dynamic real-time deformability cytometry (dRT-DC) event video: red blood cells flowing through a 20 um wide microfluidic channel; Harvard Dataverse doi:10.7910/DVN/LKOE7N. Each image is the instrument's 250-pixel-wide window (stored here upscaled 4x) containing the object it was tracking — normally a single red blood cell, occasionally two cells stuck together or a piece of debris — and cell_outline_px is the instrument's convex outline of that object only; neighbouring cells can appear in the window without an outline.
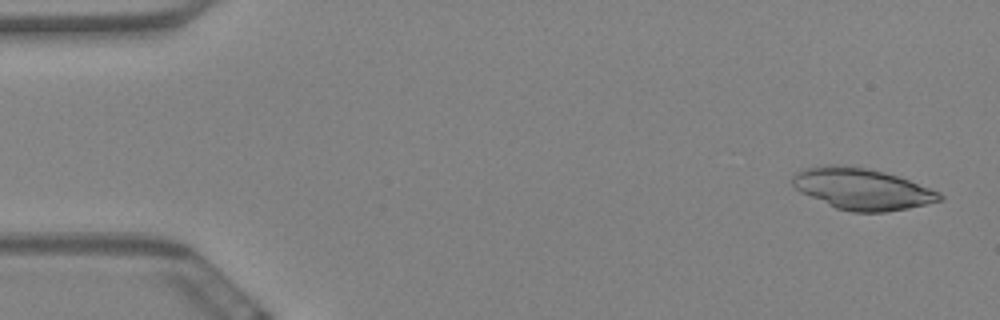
{"species": "Egyptian fruit bat (a non-hibernating species)", "species_latin": "Rousettus aegyptiacus", "temperature_condition": "warm", "stored_images_in_passage": 53, "camera_frame_rate_fps": 3000, "um_per_image_px": 0.085, "animal": {"sex": "female"}, "frame": {"image": 1, "passage_image": 2, "time_ms": 0.333, "image_size_px": [1000, 320], "cell_outline_px": [[944, 200], [908, 208], [884, 212], [852, 212], [836, 208], [800, 192], [792, 184], [792, 180], [796, 172], [800, 168], [828, 164], [864, 168], [884, 172], [908, 180], [940, 192], [944, 196]], "centroid_in_image_um": [73.26, 16.06], "position_along_channel_um": 11.7, "area_um2": 35.2}}
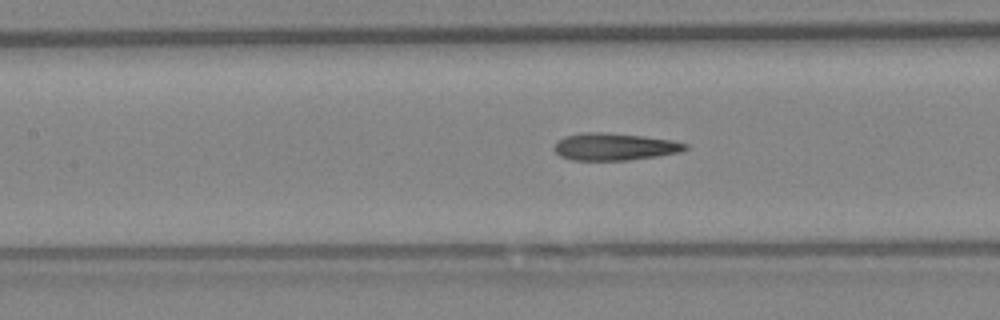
{"frame": {"image": 2, "passage_image": 21, "time_ms": 6.667, "image_size_px": [1000, 320], "cell_outline_px": [[688, 148], [680, 152], [656, 156], [628, 160], [572, 160], [560, 156], [552, 148], [564, 136], [584, 132], [608, 132], [672, 140], [688, 144]], "centroid_in_image_um": [52.22, 12.47], "position_along_channel_um": 155.2, "area_um2": 20.69}}
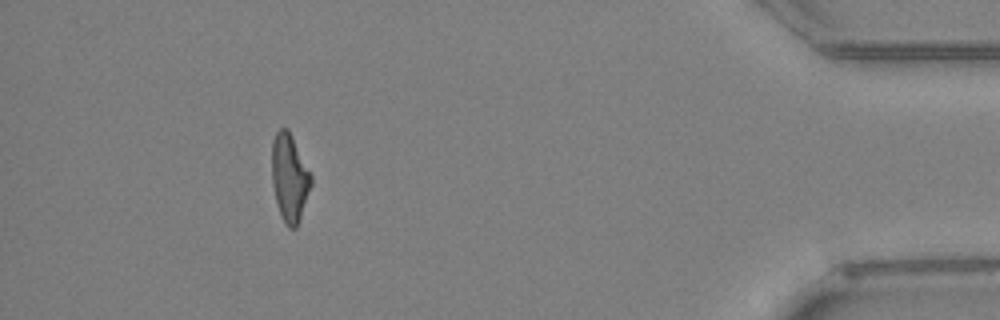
{"frame": {"image": 3, "passage_image": 48, "time_ms": 15.667, "image_size_px": [1000, 320], "cell_outline_px": [[312, 184], [296, 228], [288, 228], [280, 216], [276, 204], [272, 184], [272, 140], [276, 132], [280, 128], [288, 128], [312, 176]], "centroid_in_image_um": [24.59, 15.11], "position_along_channel_um": 410.6, "area_um2": 20.06}, "authors_computed_cell_mechanics": {"area_um2": 20.5768, "velocity_mm_per_s": 3.4898, "shape_relaxation_time_tau1_ms": null, "shape_relaxation_time_tau2_ms": 3.6052, "deformation_change_tau1": null, "deformation_change_tau2": 0.1624}}